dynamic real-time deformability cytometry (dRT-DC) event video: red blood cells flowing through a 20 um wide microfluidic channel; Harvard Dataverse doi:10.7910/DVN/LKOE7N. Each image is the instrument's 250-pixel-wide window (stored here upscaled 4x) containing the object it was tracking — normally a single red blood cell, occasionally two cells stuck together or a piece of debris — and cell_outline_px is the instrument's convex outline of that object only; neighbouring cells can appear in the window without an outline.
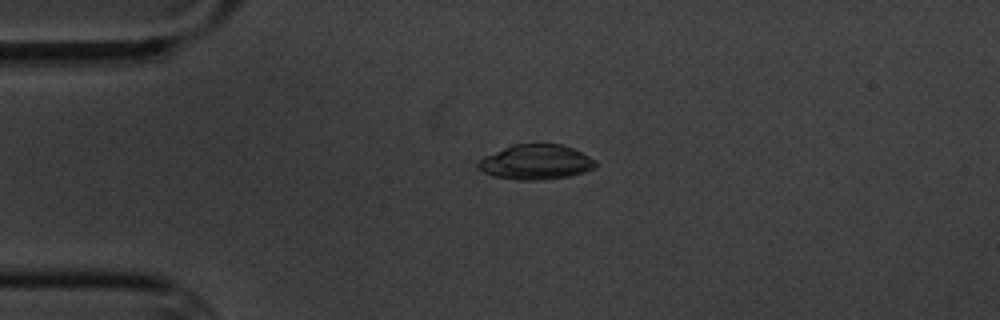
{"species": "common noctule bat (a hibernating species)", "species_latin": "Nyctalus noctula", "temperature_condition": "cold", "stored_images_in_passage": 6, "camera_frame_rate_fps": 3000, "um_per_image_px": 0.085, "animal": {"sex": "male", "body_mass_g": 20.1, "forearm_length_mm": 53.5}, "frame": {"image": 1, "passage_image": 4, "time_ms": 3.333, "image_size_px": [1000, 320], "cell_outline_px": [[596, 168], [584, 172], [568, 176], [544, 180], [520, 180], [492, 176], [484, 172], [476, 164], [484, 156], [512, 144], [560, 144], [572, 148], [596, 160]], "centroid_in_image_um": [45.55, 13.78], "position_along_channel_um": 39.5, "area_um2": 23.81}}
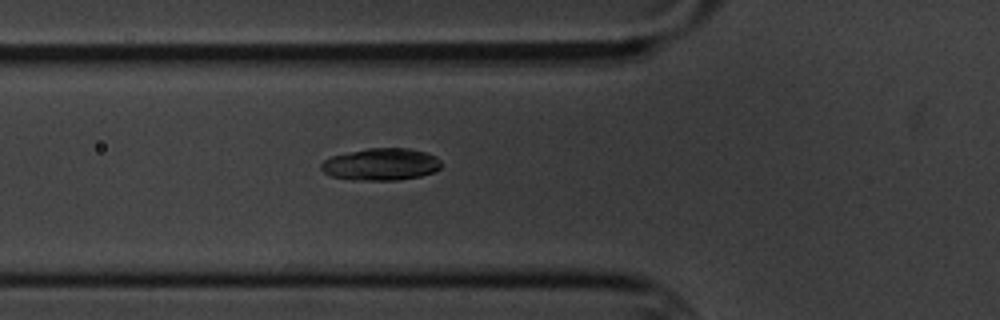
{"frame": {"image": 2, "passage_image": 6, "time_ms": 5.667, "image_size_px": [1000, 320], "cell_outline_px": [[440, 168], [432, 172], [420, 176], [396, 180], [352, 180], [332, 176], [324, 172], [320, 168], [320, 164], [324, 160], [332, 156], [368, 148], [408, 148], [424, 152], [436, 156], [440, 160]], "centroid_in_image_um": [32.37, 13.97], "position_along_channel_um": 93.4, "area_um2": 22.31}}